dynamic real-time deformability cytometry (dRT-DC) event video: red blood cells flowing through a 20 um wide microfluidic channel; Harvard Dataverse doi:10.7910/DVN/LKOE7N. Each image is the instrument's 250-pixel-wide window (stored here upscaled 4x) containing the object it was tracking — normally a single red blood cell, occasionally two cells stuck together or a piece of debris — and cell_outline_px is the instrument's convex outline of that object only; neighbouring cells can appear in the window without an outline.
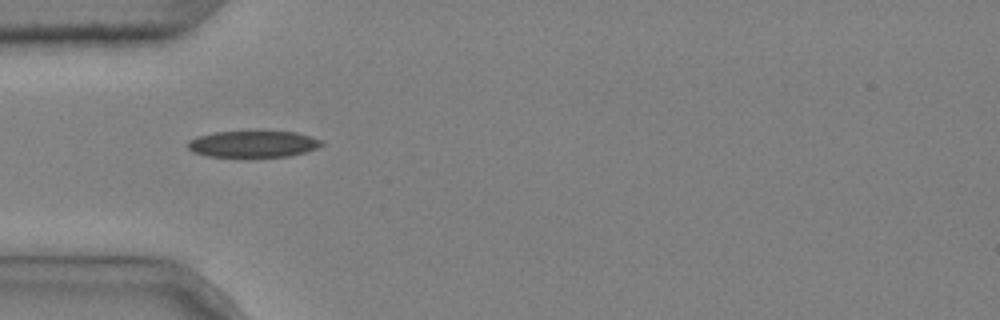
{"species": "common noctule bat (a hibernating species)", "species_latin": "Nyctalus noctula", "temperature_condition": "cold", "stored_images_in_passage": 10, "camera_frame_rate_fps": 3000, "um_per_image_px": 0.085, "animal": {"sex": "male", "body_mass_g": 20.4}, "frame": {"image": 1, "passage_image": 1, "time_ms": 0.0, "image_size_px": [1000, 320], "cell_outline_px": [[324, 144], [316, 148], [304, 152], [288, 156], [248, 160], [244, 160], [208, 156], [192, 152], [188, 148], [188, 140], [196, 136], [216, 132], [296, 132], [312, 136], [324, 140]], "centroid_in_image_um": [21.5, 12.3], "position_along_channel_um": 63.5, "area_um2": 21.68}}
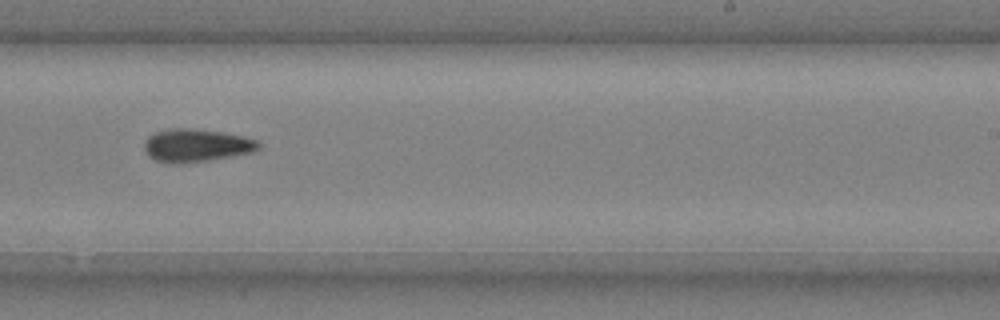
{"frame": {"image": 2, "passage_image": 6, "time_ms": 1.667, "image_size_px": [1000, 320], "cell_outline_px": [[260, 148], [252, 152], [232, 156], [208, 160], [180, 164], [168, 164], [156, 160], [148, 156], [144, 148], [144, 140], [148, 136], [156, 132], [172, 128], [192, 128], [224, 132], [244, 136], [260, 140]], "centroid_in_image_um": [16.69, 12.36], "position_along_channel_um": 272.3, "area_um2": 22.25}}
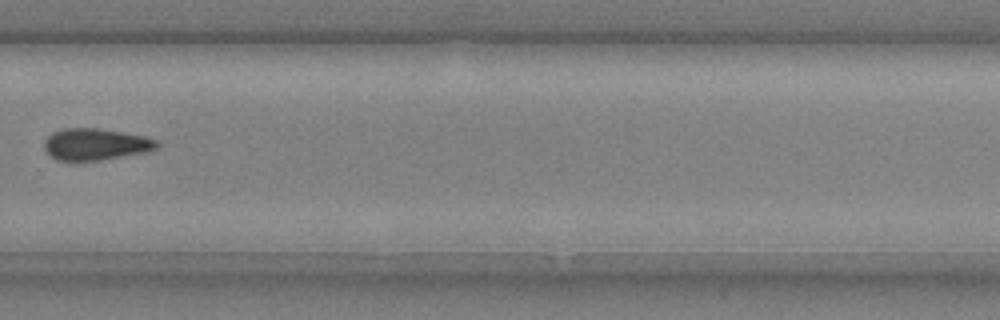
{"frame": {"image": 3, "passage_image": 7, "time_ms": 2.0, "image_size_px": [1000, 320], "cell_outline_px": [[160, 144], [156, 148], [144, 152], [100, 160], [76, 164], [56, 160], [44, 148], [44, 140], [52, 132], [64, 128], [96, 128], [144, 136], [156, 140]], "centroid_in_image_um": [8.05, 12.3], "position_along_channel_um": 321.8, "area_um2": 21.1}}